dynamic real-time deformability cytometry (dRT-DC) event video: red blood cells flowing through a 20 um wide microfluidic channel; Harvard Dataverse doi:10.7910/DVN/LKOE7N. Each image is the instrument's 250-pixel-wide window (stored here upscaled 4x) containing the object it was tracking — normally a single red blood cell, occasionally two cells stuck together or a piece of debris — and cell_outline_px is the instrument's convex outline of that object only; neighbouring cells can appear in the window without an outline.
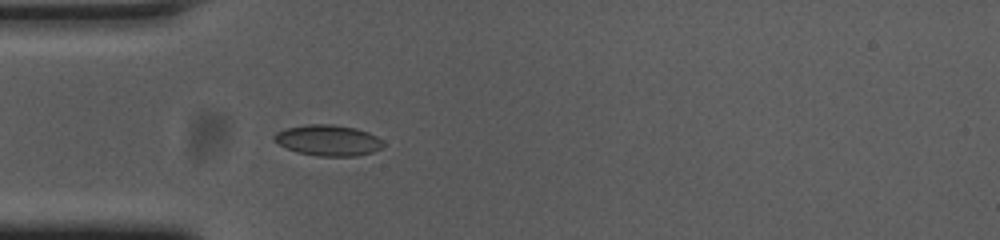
{"species": "common noctule bat (a hibernating species)", "species_latin": "Nyctalus noctula", "temperature_condition": "cold", "stored_images_in_passage": 40, "camera_frame_rate_fps": 3000, "um_per_image_px": 0.085, "animal": {"sex": "female", "body_mass_g": 23.0, "forearm_length_mm": 53.4}, "frame": {"image": 1, "passage_image": 1, "time_ms": 0.0, "image_size_px": [1000, 240], "cell_outline_px": [[384, 144], [380, 148], [372, 152], [356, 156], [320, 156], [296, 152], [272, 140], [272, 136], [276, 132], [284, 128], [308, 124], [332, 124], [356, 128], [368, 132], [376, 136]], "centroid_in_image_um": [27.85, 11.92], "position_along_channel_um": 57.1, "area_um2": 19.59}}
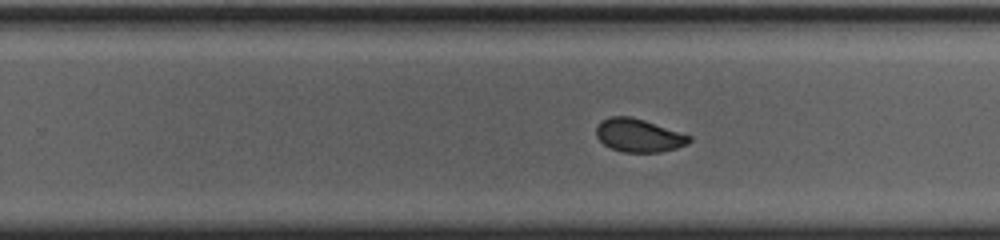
{"frame": {"image": 2, "passage_image": 19, "time_ms": 6.0, "image_size_px": [1000, 240], "cell_outline_px": [[692, 140], [688, 144], [676, 148], [660, 152], [624, 152], [612, 148], [604, 144], [596, 136], [596, 128], [604, 120], [612, 116], [628, 116], [644, 120], [692, 136]], "centroid_in_image_um": [54.32, 11.52], "position_along_channel_um": 275.5, "area_um2": 17.74}}
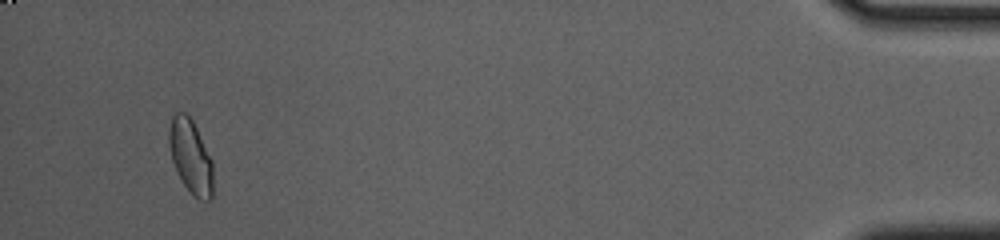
{"frame": {"image": 3, "passage_image": 37, "time_ms": 12.0, "image_size_px": [1000, 240], "cell_outline_px": [[212, 196], [208, 200], [200, 200], [184, 184], [172, 160], [168, 144], [168, 132], [172, 116], [176, 112], [188, 112], [212, 160]], "centroid_in_image_um": [16.19, 13.24], "position_along_channel_um": 419.0, "area_um2": 18.61}, "authors_computed_cell_mechanics": {"area_um2": 18.3226, "velocity_mm_per_s": 3.6983, "shape_relaxation_time_tau1_ms": 4.068, "shape_relaxation_time_tau2_ms": 0.7025, "deformation_change_tau1": 0.097, "deformation_change_tau2": 0.0308}}